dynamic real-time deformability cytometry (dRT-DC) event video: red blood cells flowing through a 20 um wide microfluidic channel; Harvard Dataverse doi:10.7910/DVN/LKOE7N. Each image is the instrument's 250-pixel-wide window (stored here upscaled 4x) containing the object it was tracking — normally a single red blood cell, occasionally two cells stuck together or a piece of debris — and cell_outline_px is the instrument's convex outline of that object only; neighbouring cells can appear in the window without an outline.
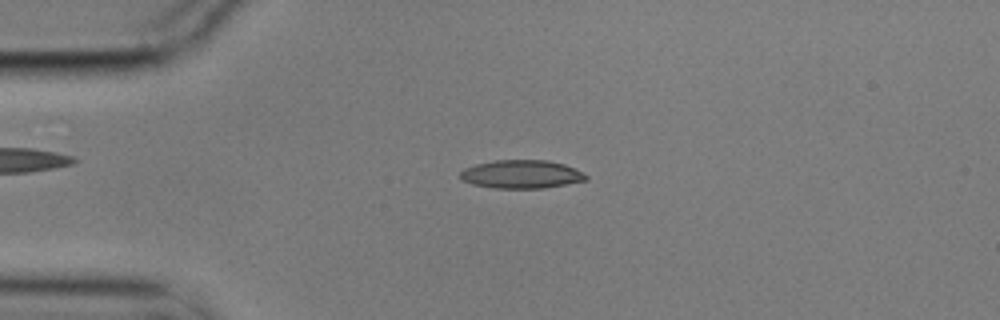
{"species": "common noctule bat (a hibernating species)", "species_latin": "Nyctalus noctula", "temperature_condition": "cold", "stored_images_in_passage": 4, "camera_frame_rate_fps": 3000, "um_per_image_px": 0.085, "animal": {"sex": "male", "body_mass_g": 17.9}, "frame": {"image": 1, "passage_image": 3, "time_ms": 0.667, "image_size_px": [1000, 320], "cell_outline_px": [[588, 180], [544, 188], [496, 188], [472, 184], [460, 180], [460, 172], [464, 168], [476, 164], [496, 160], [548, 160], [564, 164], [584, 172], [588, 176]], "centroid_in_image_um": [44.33, 14.81], "position_along_channel_um": 40.7, "area_um2": 20.87}}